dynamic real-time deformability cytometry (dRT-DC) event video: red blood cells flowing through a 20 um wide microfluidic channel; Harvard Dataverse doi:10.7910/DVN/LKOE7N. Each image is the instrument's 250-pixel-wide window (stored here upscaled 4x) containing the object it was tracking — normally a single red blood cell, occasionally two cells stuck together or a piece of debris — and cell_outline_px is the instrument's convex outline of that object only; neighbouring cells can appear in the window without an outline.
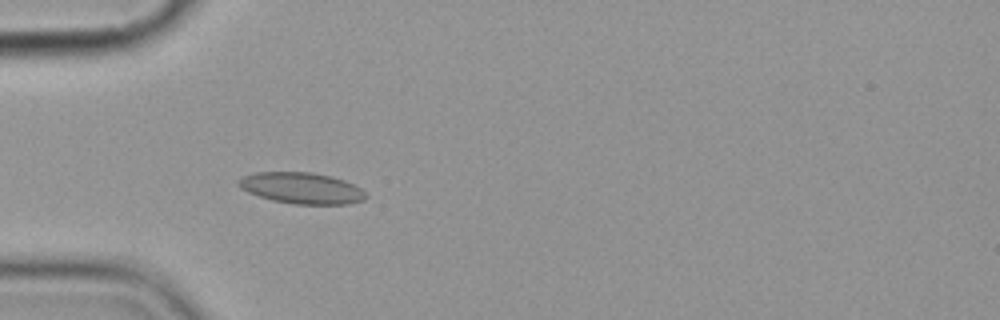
{"species": "common noctule bat (a hibernating species)", "species_latin": "Nyctalus noctula", "temperature_condition": "cold", "stored_images_in_passage": 5, "camera_frame_rate_fps": 3000, "um_per_image_px": 0.085, "animal": {"sex": "female", "body_mass_g": 19.9}, "frame": {"image": 1, "passage_image": 5, "time_ms": 5.333, "image_size_px": [1000, 320], "cell_outline_px": [[368, 196], [364, 200], [348, 204], [292, 204], [272, 200], [248, 192], [240, 188], [236, 184], [236, 180], [244, 176], [256, 172], [312, 172], [332, 176], [344, 180], [360, 188]], "centroid_in_image_um": [25.62, 15.99], "position_along_channel_um": 59.4, "area_um2": 23.24}}